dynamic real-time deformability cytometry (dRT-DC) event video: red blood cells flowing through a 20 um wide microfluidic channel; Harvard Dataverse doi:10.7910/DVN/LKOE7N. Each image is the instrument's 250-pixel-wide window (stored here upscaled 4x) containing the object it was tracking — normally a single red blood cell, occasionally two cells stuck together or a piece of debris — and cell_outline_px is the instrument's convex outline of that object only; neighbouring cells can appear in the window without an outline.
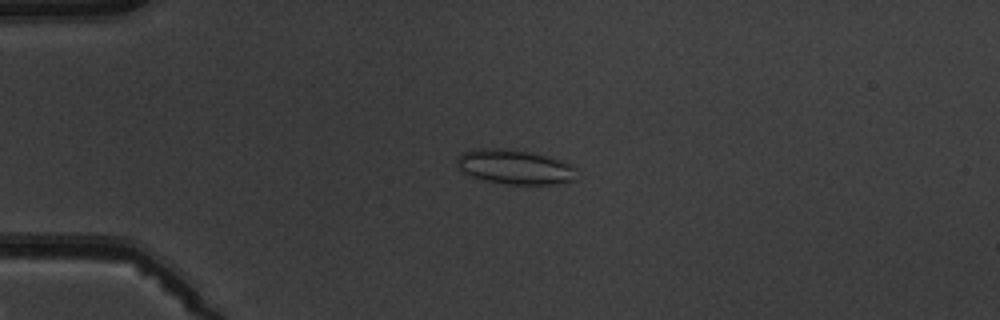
{"species": "common noctule bat (a hibernating species)", "species_latin": "Nyctalus noctula", "temperature_condition": "warm", "stored_images_in_passage": 5, "camera_frame_rate_fps": 3000, "um_per_image_px": 0.085, "animal": {"sex": "male", "body_mass_g": 19.5, "forearm_length_mm": 54.6}, "frame": {"image": 1, "passage_image": 3, "time_ms": 2.333, "image_size_px": [1000, 320], "cell_outline_px": [[576, 180], [552, 184], [508, 184], [484, 180], [472, 176], [464, 172], [456, 164], [456, 160], [460, 152], [476, 148], [500, 148], [532, 152], [548, 156], [572, 164], [576, 168]], "centroid_in_image_um": [43.76, 14.17], "position_along_channel_um": 41.2, "area_um2": 24.28}}
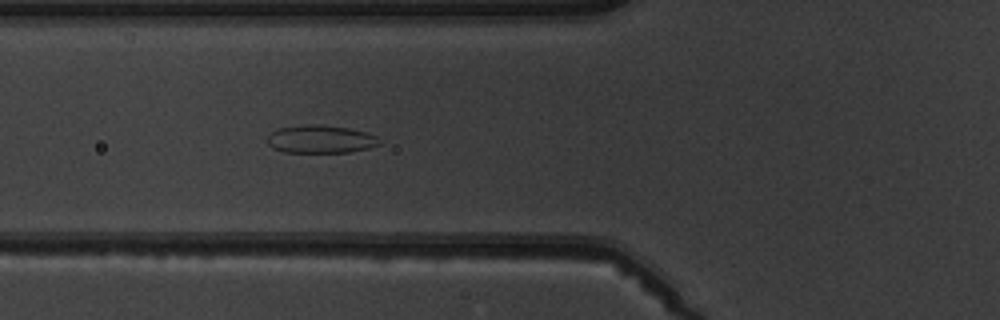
{"frame": {"image": 2, "passage_image": 5, "time_ms": 4.667, "image_size_px": [1000, 320], "cell_outline_px": [[380, 144], [368, 148], [348, 152], [284, 152], [272, 148], [268, 144], [268, 136], [276, 128], [308, 124], [316, 124], [348, 128], [368, 132], [376, 136]], "centroid_in_image_um": [27.23, 11.82], "position_along_channel_um": 98.6, "area_um2": 18.21}}